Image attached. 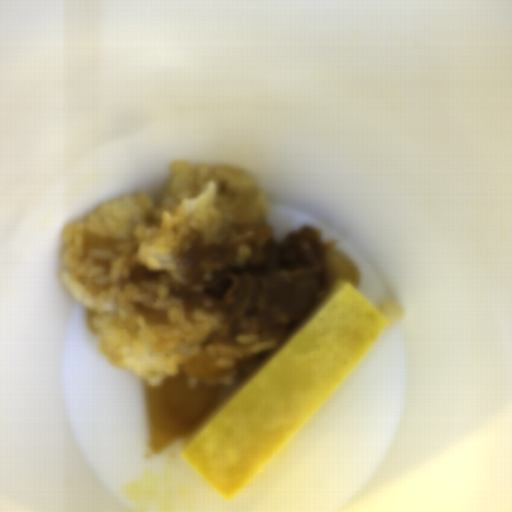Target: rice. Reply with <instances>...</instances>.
<instances>
[{
  "mask_svg": "<svg viewBox=\"0 0 512 512\" xmlns=\"http://www.w3.org/2000/svg\"><path fill=\"white\" fill-rule=\"evenodd\" d=\"M267 216L264 192L252 173L234 165L183 159L174 161L159 201L144 193L122 196L64 226L61 277L73 298L88 307L86 321L104 357L154 387L166 376L183 373L189 389L223 385L232 393L244 381L238 376L204 380L186 373L184 365L193 357L211 355L226 370L237 358L269 355L280 343L246 334L205 344L221 329V313L185 309L170 289L173 282L185 281L179 253L197 236L209 245L221 243L234 223H264ZM86 234L118 243L112 250H87ZM140 264L166 272L158 282L133 285L130 271ZM137 303L168 311V323L147 322L134 307Z\"/></svg>",
  "mask_w": 512,
  "mask_h": 512,
  "instance_id": "652b925c",
  "label": "rice"
},
{
  "mask_svg": "<svg viewBox=\"0 0 512 512\" xmlns=\"http://www.w3.org/2000/svg\"><path fill=\"white\" fill-rule=\"evenodd\" d=\"M388 320L389 324L396 322L404 313L402 307L396 300H388L378 309Z\"/></svg>",
  "mask_w": 512,
  "mask_h": 512,
  "instance_id": "023b6e5f",
  "label": "rice"
}]
</instances>
